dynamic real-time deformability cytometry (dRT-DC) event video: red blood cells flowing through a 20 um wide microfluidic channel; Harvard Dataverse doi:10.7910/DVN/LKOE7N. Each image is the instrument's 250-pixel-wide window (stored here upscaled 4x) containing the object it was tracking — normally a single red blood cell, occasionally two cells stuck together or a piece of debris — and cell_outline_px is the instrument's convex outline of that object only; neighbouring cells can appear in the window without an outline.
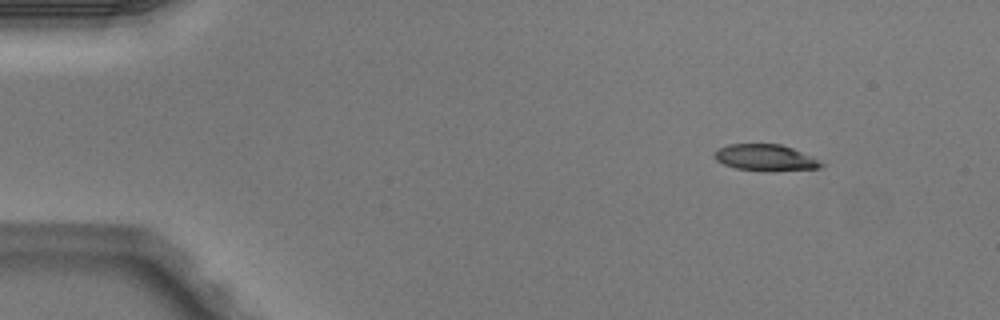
{"species": "Egyptian fruit bat (a non-hibernating species)", "species_latin": "Rousettus aegyptiacus", "temperature_condition": "warm", "stored_images_in_passage": 45, "camera_frame_rate_fps": 3000, "um_per_image_px": 0.085, "animal": {"sex": "male"}, "frame": {"image": 1, "passage_image": 1, "time_ms": 0.0, "image_size_px": [1000, 320], "cell_outline_px": [[824, 164], [820, 168], [736, 168], [724, 164], [716, 160], [716, 152], [720, 148], [728, 144], [780, 144], [792, 148]], "centroid_in_image_um": [64.98, 13.34], "position_along_channel_um": 20.0, "area_um2": 14.91}}
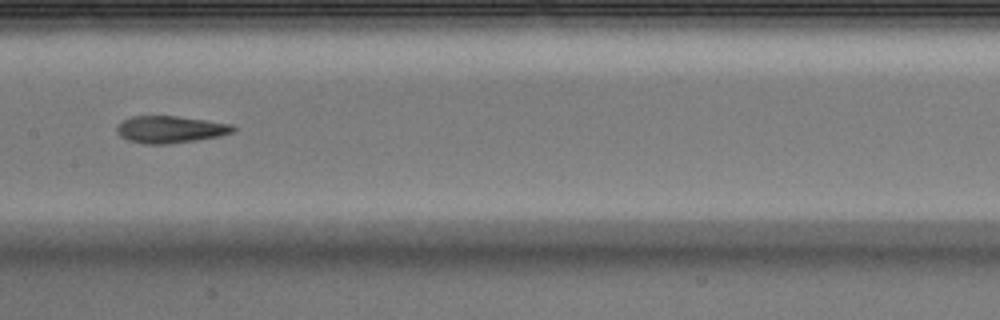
{"frame": {"image": 2, "passage_image": 21, "time_ms": 6.667, "image_size_px": [1000, 320], "cell_outline_px": [[236, 128], [232, 132], [220, 136], [196, 140], [168, 144], [144, 144], [128, 140], [120, 136], [116, 132], [116, 128], [124, 120], [132, 116], [176, 116], [232, 124]], "centroid_in_image_um": [14.46, 11.01], "position_along_channel_um": 192.9, "area_um2": 18.21}}
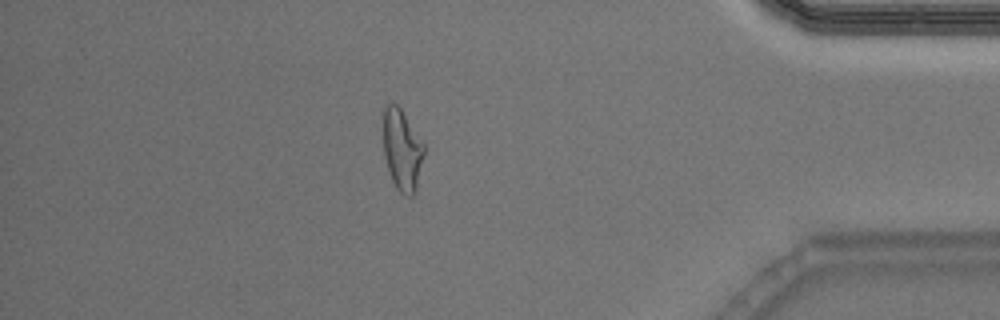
{"frame": {"image": 3, "passage_image": 39, "time_ms": 12.667, "image_size_px": [1000, 320], "cell_outline_px": [[424, 156], [416, 192], [412, 196], [404, 196], [396, 188], [392, 180], [384, 156], [384, 108], [388, 104], [396, 104], [400, 108], [424, 144]], "centroid_in_image_um": [34.2, 12.8], "position_along_channel_um": 401.0, "area_um2": 19.13}, "authors_computed_cell_mechanics": {"area_um2": 18.207, "velocity_mm_per_s": 4.0484, "shape_relaxation_time_tau1_ms": null, "shape_relaxation_time_tau2_ms": 2.1683, "deformation_change_tau1": null, "deformation_change_tau2": 0.1075}}